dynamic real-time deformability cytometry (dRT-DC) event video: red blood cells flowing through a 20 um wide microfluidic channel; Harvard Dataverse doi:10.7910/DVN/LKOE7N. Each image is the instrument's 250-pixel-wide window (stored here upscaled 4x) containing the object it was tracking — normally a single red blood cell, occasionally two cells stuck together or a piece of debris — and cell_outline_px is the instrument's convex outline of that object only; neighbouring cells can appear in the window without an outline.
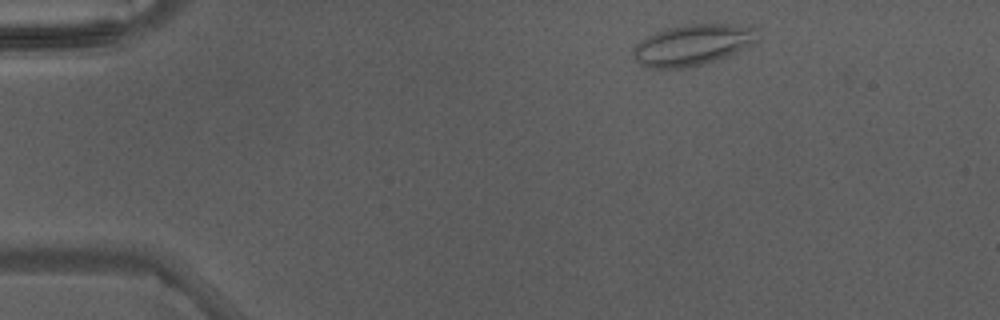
{"species": "Egyptian fruit bat (a non-hibernating species)", "species_latin": "Rousettus aegyptiacus", "temperature_condition": "warm", "stored_images_in_passage": 3, "camera_frame_rate_fps": 3000, "um_per_image_px": 0.085, "animal": {"sex": "male"}, "frame": {"image": 1, "passage_image": 1, "time_ms": 0.0, "image_size_px": [1000, 320], "cell_outline_px": [[760, 36], [756, 44], [736, 52], [700, 64], [684, 68], [644, 68], [636, 60], [632, 52], [632, 48], [640, 40], [656, 32], [668, 28], [684, 24], [736, 24], [760, 28]], "centroid_in_image_um": [58.91, 3.79], "position_along_channel_um": 26.1, "area_um2": 29.94}}